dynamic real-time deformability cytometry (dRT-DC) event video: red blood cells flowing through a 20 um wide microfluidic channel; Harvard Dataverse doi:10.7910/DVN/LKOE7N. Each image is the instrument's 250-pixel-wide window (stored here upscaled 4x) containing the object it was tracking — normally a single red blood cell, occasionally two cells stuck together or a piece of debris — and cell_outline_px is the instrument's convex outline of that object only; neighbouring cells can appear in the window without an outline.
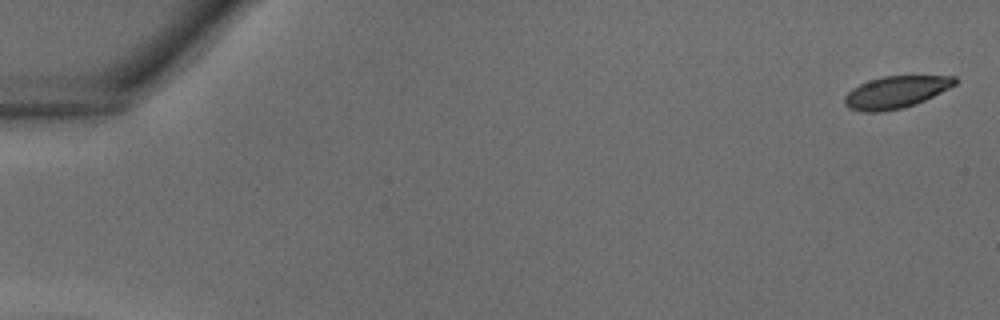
{"species": "common noctule bat (a hibernating species)", "species_latin": "Nyctalus noctula", "temperature_condition": "warm", "stored_images_in_passage": 39, "camera_frame_rate_fps": 3000, "um_per_image_px": 0.085, "animal": {"sex": "male", "body_mass_g": 18.8}, "frame": {"image": 1, "passage_image": 1, "time_ms": 0.0, "image_size_px": [1000, 320], "cell_outline_px": [[960, 80], [956, 84], [916, 104], [900, 108], [880, 112], [864, 112], [848, 108], [844, 104], [844, 96], [852, 88], [868, 80], [884, 76], [956, 76]], "centroid_in_image_um": [76.12, 7.83], "position_along_channel_um": 8.9, "area_um2": 20.58}}
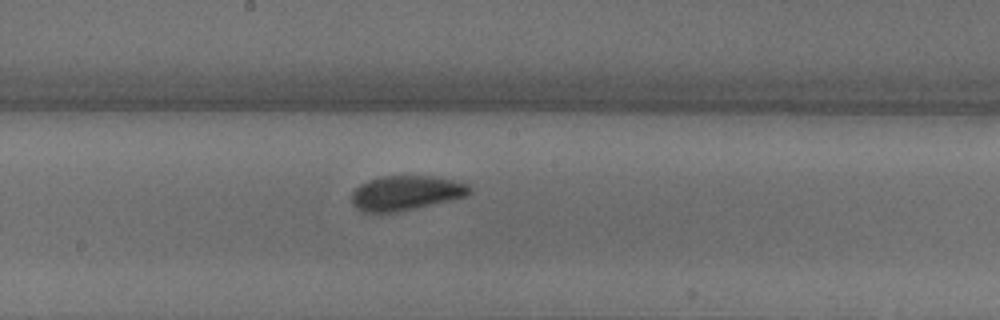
{"frame": {"image": 2, "passage_image": 22, "time_ms": 7.0, "image_size_px": [1000, 320], "cell_outline_px": [[472, 192], [468, 196], [396, 212], [364, 212], [356, 208], [352, 204], [352, 192], [360, 184], [368, 180], [384, 176], [436, 176], [468, 184], [472, 188]], "centroid_in_image_um": [34.52, 16.39], "position_along_channel_um": 213.7, "area_um2": 23.76}}
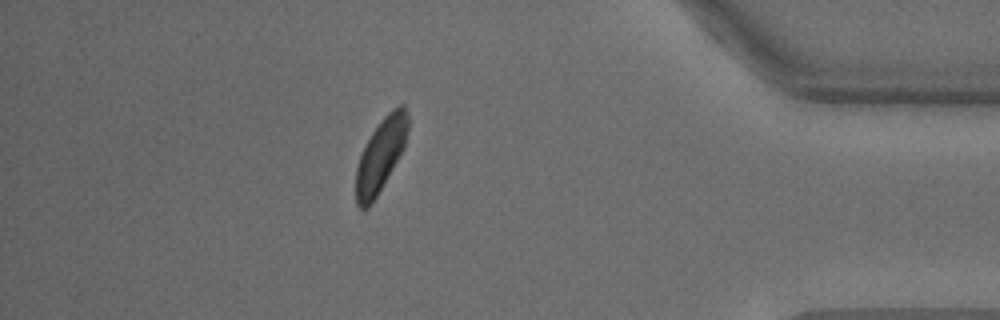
{"frame": {"image": 3, "passage_image": 35, "time_ms": 11.333, "image_size_px": [1000, 320], "cell_outline_px": [[408, 128], [404, 148], [376, 196], [368, 208], [360, 208], [356, 204], [356, 168], [360, 156], [372, 132], [384, 116], [392, 108], [400, 104], [404, 104], [408, 116]], "centroid_in_image_um": [32.36, 13.16], "position_along_channel_um": 402.8, "area_um2": 21.73}}